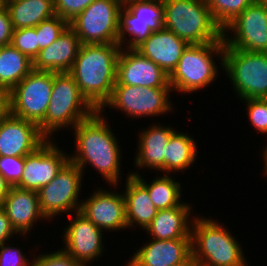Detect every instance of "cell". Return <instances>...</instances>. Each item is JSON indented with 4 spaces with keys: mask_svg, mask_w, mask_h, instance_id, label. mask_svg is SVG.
I'll use <instances>...</instances> for the list:
<instances>
[{
    "mask_svg": "<svg viewBox=\"0 0 267 266\" xmlns=\"http://www.w3.org/2000/svg\"><path fill=\"white\" fill-rule=\"evenodd\" d=\"M12 186L8 183V181L0 174V205L5 199V197L10 192Z\"/></svg>",
    "mask_w": 267,
    "mask_h": 266,
    "instance_id": "cell-41",
    "label": "cell"
},
{
    "mask_svg": "<svg viewBox=\"0 0 267 266\" xmlns=\"http://www.w3.org/2000/svg\"><path fill=\"white\" fill-rule=\"evenodd\" d=\"M149 241L133 253L125 266H175L192 256L191 239Z\"/></svg>",
    "mask_w": 267,
    "mask_h": 266,
    "instance_id": "cell-19",
    "label": "cell"
},
{
    "mask_svg": "<svg viewBox=\"0 0 267 266\" xmlns=\"http://www.w3.org/2000/svg\"><path fill=\"white\" fill-rule=\"evenodd\" d=\"M52 141L47 139L34 152L25 156L23 175L17 187L38 191L50 183L69 161V154Z\"/></svg>",
    "mask_w": 267,
    "mask_h": 266,
    "instance_id": "cell-15",
    "label": "cell"
},
{
    "mask_svg": "<svg viewBox=\"0 0 267 266\" xmlns=\"http://www.w3.org/2000/svg\"><path fill=\"white\" fill-rule=\"evenodd\" d=\"M73 214L75 215H68L70 223L63 230V244L65 245L62 250L82 266H87L94 259L103 255L104 231L94 225L80 211L73 212Z\"/></svg>",
    "mask_w": 267,
    "mask_h": 266,
    "instance_id": "cell-14",
    "label": "cell"
},
{
    "mask_svg": "<svg viewBox=\"0 0 267 266\" xmlns=\"http://www.w3.org/2000/svg\"><path fill=\"white\" fill-rule=\"evenodd\" d=\"M46 140L34 122L10 113L0 119V156L25 157Z\"/></svg>",
    "mask_w": 267,
    "mask_h": 266,
    "instance_id": "cell-18",
    "label": "cell"
},
{
    "mask_svg": "<svg viewBox=\"0 0 267 266\" xmlns=\"http://www.w3.org/2000/svg\"><path fill=\"white\" fill-rule=\"evenodd\" d=\"M121 8L127 7L128 5L138 2L140 0H114Z\"/></svg>",
    "mask_w": 267,
    "mask_h": 266,
    "instance_id": "cell-42",
    "label": "cell"
},
{
    "mask_svg": "<svg viewBox=\"0 0 267 266\" xmlns=\"http://www.w3.org/2000/svg\"><path fill=\"white\" fill-rule=\"evenodd\" d=\"M163 16V0H140L122 8L118 44L121 48H136L152 32L163 28Z\"/></svg>",
    "mask_w": 267,
    "mask_h": 266,
    "instance_id": "cell-13",
    "label": "cell"
},
{
    "mask_svg": "<svg viewBox=\"0 0 267 266\" xmlns=\"http://www.w3.org/2000/svg\"><path fill=\"white\" fill-rule=\"evenodd\" d=\"M163 27L188 44L224 42L206 0H163Z\"/></svg>",
    "mask_w": 267,
    "mask_h": 266,
    "instance_id": "cell-4",
    "label": "cell"
},
{
    "mask_svg": "<svg viewBox=\"0 0 267 266\" xmlns=\"http://www.w3.org/2000/svg\"><path fill=\"white\" fill-rule=\"evenodd\" d=\"M223 40L233 49L267 53V5L254 0L223 29Z\"/></svg>",
    "mask_w": 267,
    "mask_h": 266,
    "instance_id": "cell-12",
    "label": "cell"
},
{
    "mask_svg": "<svg viewBox=\"0 0 267 266\" xmlns=\"http://www.w3.org/2000/svg\"><path fill=\"white\" fill-rule=\"evenodd\" d=\"M95 0H54L55 15L71 22Z\"/></svg>",
    "mask_w": 267,
    "mask_h": 266,
    "instance_id": "cell-35",
    "label": "cell"
},
{
    "mask_svg": "<svg viewBox=\"0 0 267 266\" xmlns=\"http://www.w3.org/2000/svg\"><path fill=\"white\" fill-rule=\"evenodd\" d=\"M69 27V22L57 15L39 23L36 28L39 51L51 45Z\"/></svg>",
    "mask_w": 267,
    "mask_h": 266,
    "instance_id": "cell-31",
    "label": "cell"
},
{
    "mask_svg": "<svg viewBox=\"0 0 267 266\" xmlns=\"http://www.w3.org/2000/svg\"><path fill=\"white\" fill-rule=\"evenodd\" d=\"M254 0H206L216 23L222 30Z\"/></svg>",
    "mask_w": 267,
    "mask_h": 266,
    "instance_id": "cell-30",
    "label": "cell"
},
{
    "mask_svg": "<svg viewBox=\"0 0 267 266\" xmlns=\"http://www.w3.org/2000/svg\"><path fill=\"white\" fill-rule=\"evenodd\" d=\"M121 7L114 0H95L71 22L81 44H118Z\"/></svg>",
    "mask_w": 267,
    "mask_h": 266,
    "instance_id": "cell-8",
    "label": "cell"
},
{
    "mask_svg": "<svg viewBox=\"0 0 267 266\" xmlns=\"http://www.w3.org/2000/svg\"><path fill=\"white\" fill-rule=\"evenodd\" d=\"M120 50L119 44H81L68 72L95 110H100L111 97Z\"/></svg>",
    "mask_w": 267,
    "mask_h": 266,
    "instance_id": "cell-2",
    "label": "cell"
},
{
    "mask_svg": "<svg viewBox=\"0 0 267 266\" xmlns=\"http://www.w3.org/2000/svg\"><path fill=\"white\" fill-rule=\"evenodd\" d=\"M247 106L248 119L256 132L267 134V98L244 99Z\"/></svg>",
    "mask_w": 267,
    "mask_h": 266,
    "instance_id": "cell-33",
    "label": "cell"
},
{
    "mask_svg": "<svg viewBox=\"0 0 267 266\" xmlns=\"http://www.w3.org/2000/svg\"><path fill=\"white\" fill-rule=\"evenodd\" d=\"M38 255H34L31 266H82L62 249Z\"/></svg>",
    "mask_w": 267,
    "mask_h": 266,
    "instance_id": "cell-36",
    "label": "cell"
},
{
    "mask_svg": "<svg viewBox=\"0 0 267 266\" xmlns=\"http://www.w3.org/2000/svg\"><path fill=\"white\" fill-rule=\"evenodd\" d=\"M8 245V243L0 245V266H31L32 260L29 261L21 248Z\"/></svg>",
    "mask_w": 267,
    "mask_h": 266,
    "instance_id": "cell-37",
    "label": "cell"
},
{
    "mask_svg": "<svg viewBox=\"0 0 267 266\" xmlns=\"http://www.w3.org/2000/svg\"><path fill=\"white\" fill-rule=\"evenodd\" d=\"M79 211L101 230L128 229L123 191L119 194L115 190L98 188L89 198L82 200Z\"/></svg>",
    "mask_w": 267,
    "mask_h": 266,
    "instance_id": "cell-17",
    "label": "cell"
},
{
    "mask_svg": "<svg viewBox=\"0 0 267 266\" xmlns=\"http://www.w3.org/2000/svg\"><path fill=\"white\" fill-rule=\"evenodd\" d=\"M80 46L79 38L68 27L51 45L39 51L33 60V69L55 73L69 72Z\"/></svg>",
    "mask_w": 267,
    "mask_h": 266,
    "instance_id": "cell-22",
    "label": "cell"
},
{
    "mask_svg": "<svg viewBox=\"0 0 267 266\" xmlns=\"http://www.w3.org/2000/svg\"><path fill=\"white\" fill-rule=\"evenodd\" d=\"M25 157L0 156V174L11 186H16L22 178Z\"/></svg>",
    "mask_w": 267,
    "mask_h": 266,
    "instance_id": "cell-34",
    "label": "cell"
},
{
    "mask_svg": "<svg viewBox=\"0 0 267 266\" xmlns=\"http://www.w3.org/2000/svg\"><path fill=\"white\" fill-rule=\"evenodd\" d=\"M9 113V92L0 87V119Z\"/></svg>",
    "mask_w": 267,
    "mask_h": 266,
    "instance_id": "cell-40",
    "label": "cell"
},
{
    "mask_svg": "<svg viewBox=\"0 0 267 266\" xmlns=\"http://www.w3.org/2000/svg\"><path fill=\"white\" fill-rule=\"evenodd\" d=\"M13 29L36 27L55 15L54 0H4Z\"/></svg>",
    "mask_w": 267,
    "mask_h": 266,
    "instance_id": "cell-26",
    "label": "cell"
},
{
    "mask_svg": "<svg viewBox=\"0 0 267 266\" xmlns=\"http://www.w3.org/2000/svg\"><path fill=\"white\" fill-rule=\"evenodd\" d=\"M127 175L123 195L128 229L138 225L140 229L146 230L158 210L154 206L147 188L135 176Z\"/></svg>",
    "mask_w": 267,
    "mask_h": 266,
    "instance_id": "cell-25",
    "label": "cell"
},
{
    "mask_svg": "<svg viewBox=\"0 0 267 266\" xmlns=\"http://www.w3.org/2000/svg\"><path fill=\"white\" fill-rule=\"evenodd\" d=\"M4 4V0H0V7Z\"/></svg>",
    "mask_w": 267,
    "mask_h": 266,
    "instance_id": "cell-45",
    "label": "cell"
},
{
    "mask_svg": "<svg viewBox=\"0 0 267 266\" xmlns=\"http://www.w3.org/2000/svg\"><path fill=\"white\" fill-rule=\"evenodd\" d=\"M175 266H198L197 263L192 259V256L185 262L182 264H178Z\"/></svg>",
    "mask_w": 267,
    "mask_h": 266,
    "instance_id": "cell-44",
    "label": "cell"
},
{
    "mask_svg": "<svg viewBox=\"0 0 267 266\" xmlns=\"http://www.w3.org/2000/svg\"><path fill=\"white\" fill-rule=\"evenodd\" d=\"M0 207L5 211L17 234L28 235L34 224L47 219L39 207L37 191L12 186Z\"/></svg>",
    "mask_w": 267,
    "mask_h": 266,
    "instance_id": "cell-20",
    "label": "cell"
},
{
    "mask_svg": "<svg viewBox=\"0 0 267 266\" xmlns=\"http://www.w3.org/2000/svg\"><path fill=\"white\" fill-rule=\"evenodd\" d=\"M191 207L182 201L179 206L158 210L145 232L157 240L191 239Z\"/></svg>",
    "mask_w": 267,
    "mask_h": 266,
    "instance_id": "cell-24",
    "label": "cell"
},
{
    "mask_svg": "<svg viewBox=\"0 0 267 266\" xmlns=\"http://www.w3.org/2000/svg\"><path fill=\"white\" fill-rule=\"evenodd\" d=\"M115 85L171 88L169 76L135 48H121L117 59Z\"/></svg>",
    "mask_w": 267,
    "mask_h": 266,
    "instance_id": "cell-16",
    "label": "cell"
},
{
    "mask_svg": "<svg viewBox=\"0 0 267 266\" xmlns=\"http://www.w3.org/2000/svg\"><path fill=\"white\" fill-rule=\"evenodd\" d=\"M96 110L80 93L78 85L68 72H53V87L45 118L38 124L40 132L52 139L62 128H74Z\"/></svg>",
    "mask_w": 267,
    "mask_h": 266,
    "instance_id": "cell-5",
    "label": "cell"
},
{
    "mask_svg": "<svg viewBox=\"0 0 267 266\" xmlns=\"http://www.w3.org/2000/svg\"><path fill=\"white\" fill-rule=\"evenodd\" d=\"M11 45L33 61L39 54L36 28L27 27L14 29Z\"/></svg>",
    "mask_w": 267,
    "mask_h": 266,
    "instance_id": "cell-32",
    "label": "cell"
},
{
    "mask_svg": "<svg viewBox=\"0 0 267 266\" xmlns=\"http://www.w3.org/2000/svg\"><path fill=\"white\" fill-rule=\"evenodd\" d=\"M53 87V72L32 70L9 92V113L36 123L45 118Z\"/></svg>",
    "mask_w": 267,
    "mask_h": 266,
    "instance_id": "cell-11",
    "label": "cell"
},
{
    "mask_svg": "<svg viewBox=\"0 0 267 266\" xmlns=\"http://www.w3.org/2000/svg\"><path fill=\"white\" fill-rule=\"evenodd\" d=\"M223 71L236 96L244 99L267 98V53L250 52L225 46Z\"/></svg>",
    "mask_w": 267,
    "mask_h": 266,
    "instance_id": "cell-7",
    "label": "cell"
},
{
    "mask_svg": "<svg viewBox=\"0 0 267 266\" xmlns=\"http://www.w3.org/2000/svg\"><path fill=\"white\" fill-rule=\"evenodd\" d=\"M33 70V61L13 45L0 47V87L10 92Z\"/></svg>",
    "mask_w": 267,
    "mask_h": 266,
    "instance_id": "cell-28",
    "label": "cell"
},
{
    "mask_svg": "<svg viewBox=\"0 0 267 266\" xmlns=\"http://www.w3.org/2000/svg\"><path fill=\"white\" fill-rule=\"evenodd\" d=\"M224 51V42L189 44L169 75L172 92L192 93L210 86L219 73L214 59L221 58L219 64L223 69Z\"/></svg>",
    "mask_w": 267,
    "mask_h": 266,
    "instance_id": "cell-6",
    "label": "cell"
},
{
    "mask_svg": "<svg viewBox=\"0 0 267 266\" xmlns=\"http://www.w3.org/2000/svg\"><path fill=\"white\" fill-rule=\"evenodd\" d=\"M13 30L8 10L3 4L0 7V47L11 44Z\"/></svg>",
    "mask_w": 267,
    "mask_h": 266,
    "instance_id": "cell-38",
    "label": "cell"
},
{
    "mask_svg": "<svg viewBox=\"0 0 267 266\" xmlns=\"http://www.w3.org/2000/svg\"><path fill=\"white\" fill-rule=\"evenodd\" d=\"M197 153V142L193 137L184 132H175L166 145L165 174L190 169L198 158Z\"/></svg>",
    "mask_w": 267,
    "mask_h": 266,
    "instance_id": "cell-27",
    "label": "cell"
},
{
    "mask_svg": "<svg viewBox=\"0 0 267 266\" xmlns=\"http://www.w3.org/2000/svg\"><path fill=\"white\" fill-rule=\"evenodd\" d=\"M103 116L96 110L89 118L71 128L75 131L73 140L76 150L69 154V161L76 164L83 173L88 165L93 166L109 185L117 189L115 187L121 182L122 153L115 133Z\"/></svg>",
    "mask_w": 267,
    "mask_h": 266,
    "instance_id": "cell-1",
    "label": "cell"
},
{
    "mask_svg": "<svg viewBox=\"0 0 267 266\" xmlns=\"http://www.w3.org/2000/svg\"><path fill=\"white\" fill-rule=\"evenodd\" d=\"M170 92L171 88L114 85L111 97L99 111L103 113L107 106L117 111L119 109L132 119L161 116L174 110Z\"/></svg>",
    "mask_w": 267,
    "mask_h": 266,
    "instance_id": "cell-9",
    "label": "cell"
},
{
    "mask_svg": "<svg viewBox=\"0 0 267 266\" xmlns=\"http://www.w3.org/2000/svg\"><path fill=\"white\" fill-rule=\"evenodd\" d=\"M14 234L17 235L5 211L0 207V245L7 243L9 239H12Z\"/></svg>",
    "mask_w": 267,
    "mask_h": 266,
    "instance_id": "cell-39",
    "label": "cell"
},
{
    "mask_svg": "<svg viewBox=\"0 0 267 266\" xmlns=\"http://www.w3.org/2000/svg\"><path fill=\"white\" fill-rule=\"evenodd\" d=\"M262 157H263V161H264V173H265V176L267 177V146L264 147V150L262 152Z\"/></svg>",
    "mask_w": 267,
    "mask_h": 266,
    "instance_id": "cell-43",
    "label": "cell"
},
{
    "mask_svg": "<svg viewBox=\"0 0 267 266\" xmlns=\"http://www.w3.org/2000/svg\"><path fill=\"white\" fill-rule=\"evenodd\" d=\"M262 3H265L267 5V0H260Z\"/></svg>",
    "mask_w": 267,
    "mask_h": 266,
    "instance_id": "cell-46",
    "label": "cell"
},
{
    "mask_svg": "<svg viewBox=\"0 0 267 266\" xmlns=\"http://www.w3.org/2000/svg\"><path fill=\"white\" fill-rule=\"evenodd\" d=\"M130 175L135 176L148 190L149 196L157 210L170 209L179 206L181 202V183L176 181L171 174L160 175L153 181L147 183L139 172H132Z\"/></svg>",
    "mask_w": 267,
    "mask_h": 266,
    "instance_id": "cell-29",
    "label": "cell"
},
{
    "mask_svg": "<svg viewBox=\"0 0 267 266\" xmlns=\"http://www.w3.org/2000/svg\"><path fill=\"white\" fill-rule=\"evenodd\" d=\"M83 174L76 164L68 161L50 183L37 191L39 207L47 220L80 210L82 200L78 198Z\"/></svg>",
    "mask_w": 267,
    "mask_h": 266,
    "instance_id": "cell-10",
    "label": "cell"
},
{
    "mask_svg": "<svg viewBox=\"0 0 267 266\" xmlns=\"http://www.w3.org/2000/svg\"><path fill=\"white\" fill-rule=\"evenodd\" d=\"M192 259L198 266H248L240 243L217 220L192 218Z\"/></svg>",
    "mask_w": 267,
    "mask_h": 266,
    "instance_id": "cell-3",
    "label": "cell"
},
{
    "mask_svg": "<svg viewBox=\"0 0 267 266\" xmlns=\"http://www.w3.org/2000/svg\"><path fill=\"white\" fill-rule=\"evenodd\" d=\"M188 45L172 31L163 27L159 31L152 32L135 49L157 64L169 76Z\"/></svg>",
    "mask_w": 267,
    "mask_h": 266,
    "instance_id": "cell-21",
    "label": "cell"
},
{
    "mask_svg": "<svg viewBox=\"0 0 267 266\" xmlns=\"http://www.w3.org/2000/svg\"><path fill=\"white\" fill-rule=\"evenodd\" d=\"M152 124L138 134V150L134 158V165L140 169L146 167L165 174L166 145L176 129H172L169 125Z\"/></svg>",
    "mask_w": 267,
    "mask_h": 266,
    "instance_id": "cell-23",
    "label": "cell"
}]
</instances>
